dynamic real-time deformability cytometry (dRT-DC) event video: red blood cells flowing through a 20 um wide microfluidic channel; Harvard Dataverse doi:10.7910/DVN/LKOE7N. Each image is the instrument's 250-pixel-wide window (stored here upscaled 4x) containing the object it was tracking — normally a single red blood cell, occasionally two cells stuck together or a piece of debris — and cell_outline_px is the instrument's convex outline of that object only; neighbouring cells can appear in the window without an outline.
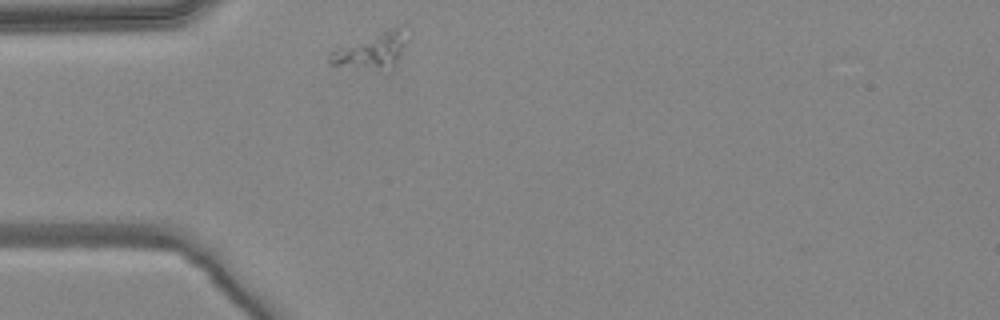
{"species": "common noctule bat (a hibernating species)", "species_latin": "Nyctalus noctula", "temperature_condition": "warm", "stored_images_in_passage": 1, "camera_frame_rate_fps": 3000, "um_per_image_px": 0.085, "animal": {"sex": "female", "body_mass_g": 24.6, "forearm_length_mm": 56.2}, "frame": {"image": 1, "passage_image": 1, "time_ms": 0.0, "image_size_px": [1000, 320], "cell_outline_px": [[408, 40], [392, 68], [328, 64], [328, 52], [380, 32], [404, 24]], "centroid_in_image_um": [31.65, 4.24], "position_along_channel_um": 53.4, "area_um2": 15.2}}